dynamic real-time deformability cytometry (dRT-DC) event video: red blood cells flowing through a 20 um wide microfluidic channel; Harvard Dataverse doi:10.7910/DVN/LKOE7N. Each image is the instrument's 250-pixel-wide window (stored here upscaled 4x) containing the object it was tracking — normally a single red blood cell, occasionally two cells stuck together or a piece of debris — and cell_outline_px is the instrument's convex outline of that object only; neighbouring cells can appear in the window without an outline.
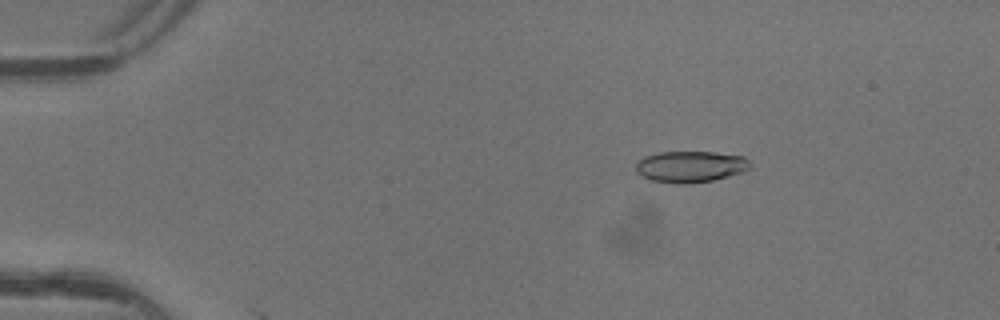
{"species": "common noctule bat (a hibernating species)", "species_latin": "Nyctalus noctula", "temperature_condition": "warm", "stored_images_in_passage": 3, "camera_frame_rate_fps": 3000, "um_per_image_px": 0.085, "animal": {"sex": "female"}, "frame": {"image": 1, "passage_image": 1, "time_ms": 0.0, "image_size_px": [1000, 320], "cell_outline_px": [[752, 164], [744, 172], [712, 180], [684, 184], [680, 184], [648, 180], [636, 172], [636, 164], [644, 156], [660, 152], [716, 152], [744, 156]], "centroid_in_image_um": [58.69, 14.16], "position_along_channel_um": 26.3, "area_um2": 20.92}}